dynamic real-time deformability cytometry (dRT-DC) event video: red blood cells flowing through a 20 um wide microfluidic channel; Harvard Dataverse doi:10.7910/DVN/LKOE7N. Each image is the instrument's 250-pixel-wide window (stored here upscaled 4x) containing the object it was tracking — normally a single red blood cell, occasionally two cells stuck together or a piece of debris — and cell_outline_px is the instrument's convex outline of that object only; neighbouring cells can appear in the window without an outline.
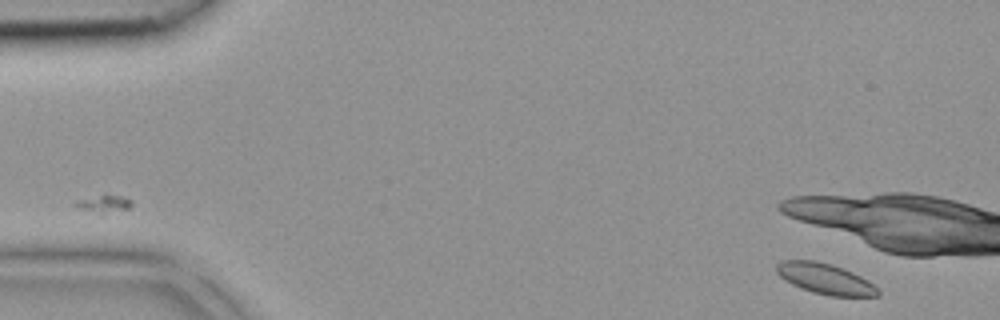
{"species": "common noctule bat (a hibernating species)", "species_latin": "Nyctalus noctula", "temperature_condition": "room temperature", "stored_images_in_passage": 7, "camera_frame_rate_fps": 3000, "um_per_image_px": 0.085, "animal": {"sex": "female", "body_mass_g": 18.4}, "frame": {"image": 1, "passage_image": 1, "time_ms": 0.0, "image_size_px": [1000, 320], "cell_outline_px": [[880, 296], [832, 296], [812, 292], [792, 284], [784, 280], [776, 272], [776, 264], [784, 260], [816, 260], [832, 264], [852, 272], [868, 280], [880, 292]], "centroid_in_image_um": [70.12, 23.69], "position_along_channel_um": 14.9, "area_um2": 18.03}}